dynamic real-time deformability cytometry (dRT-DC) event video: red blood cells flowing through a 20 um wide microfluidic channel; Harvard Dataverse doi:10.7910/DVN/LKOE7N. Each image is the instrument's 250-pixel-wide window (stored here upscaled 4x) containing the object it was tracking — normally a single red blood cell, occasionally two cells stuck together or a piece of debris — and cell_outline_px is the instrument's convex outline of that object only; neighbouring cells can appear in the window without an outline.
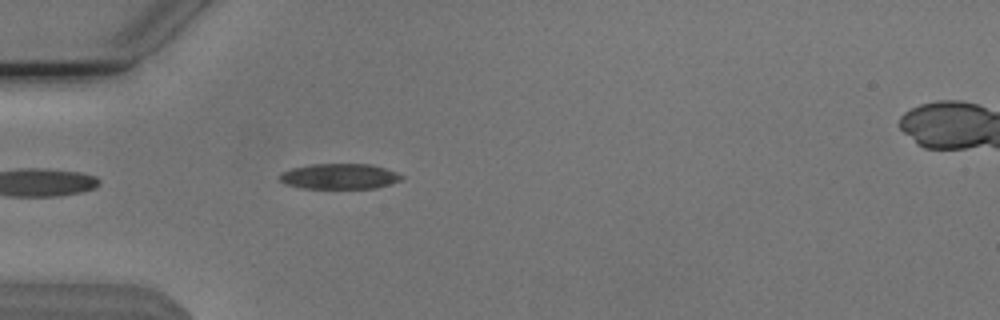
{"species": "Egyptian fruit bat (a non-hibernating species)", "species_latin": "Rousettus aegyptiacus", "temperature_condition": "cold", "stored_images_in_passage": 41, "camera_frame_rate_fps": 3000, "um_per_image_px": 0.085, "animal": {"sex": "male"}, "frame": {"image": 1, "passage_image": 4, "time_ms": 1.0, "image_size_px": [1000, 320], "cell_outline_px": [[404, 180], [392, 184], [376, 188], [300, 188], [284, 184], [280, 180], [280, 172], [292, 168], [312, 164], [372, 164], [396, 172], [404, 176]], "centroid_in_image_um": [28.88, 14.99], "position_along_channel_um": 56.1, "area_um2": 18.26}}
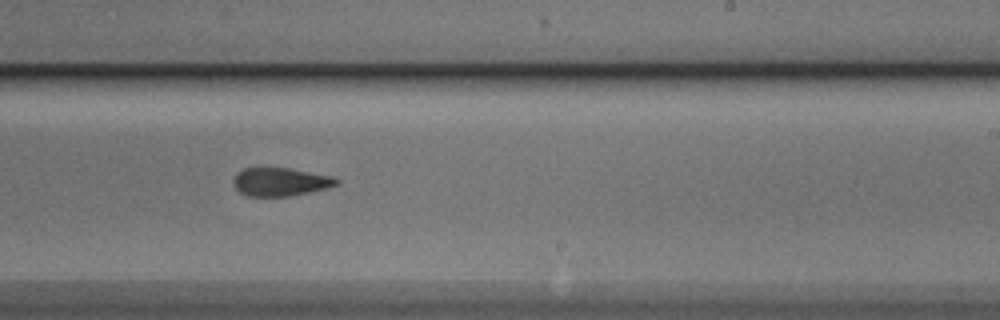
{"frame": {"image": 2, "passage_image": 21, "time_ms": 6.667, "image_size_px": [1000, 320], "cell_outline_px": [[340, 180], [336, 184], [324, 188], [292, 196], [248, 196], [240, 192], [232, 184], [232, 180], [236, 172], [244, 168], [288, 168], [332, 176]], "centroid_in_image_um": [23.77, 15.45], "position_along_channel_um": 265.2, "area_um2": 16.88}}
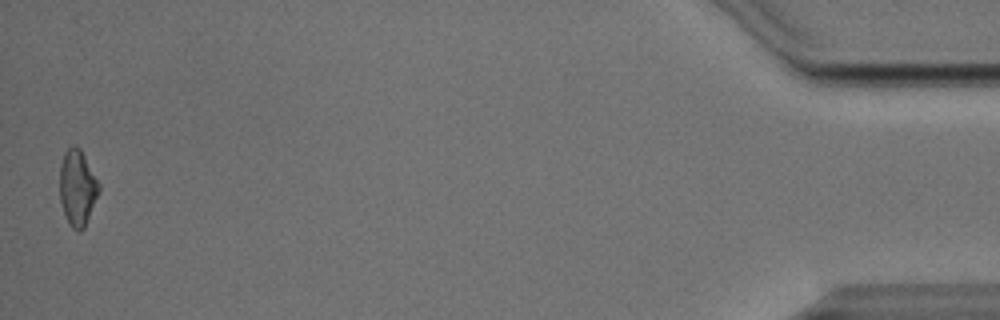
{"frame": {"image": 3, "passage_image": 41, "time_ms": 13.333, "image_size_px": [1000, 320], "cell_outline_px": [[100, 188], [84, 228], [80, 232], [76, 232], [68, 224], [60, 200], [60, 164], [64, 152], [72, 144], [76, 144], [80, 148], [100, 184]], "centroid_in_image_um": [6.57, 15.95], "position_along_channel_um": 428.6, "area_um2": 17.34}, "authors_computed_cell_mechanics": {"area_um2": 17.5712, "velocity_mm_per_s": 3.8197, "shape_relaxation_time_tau1_ms": null, "shape_relaxation_time_tau2_ms": 2.747, "deformation_change_tau1": null, "deformation_change_tau2": 0.0993}}